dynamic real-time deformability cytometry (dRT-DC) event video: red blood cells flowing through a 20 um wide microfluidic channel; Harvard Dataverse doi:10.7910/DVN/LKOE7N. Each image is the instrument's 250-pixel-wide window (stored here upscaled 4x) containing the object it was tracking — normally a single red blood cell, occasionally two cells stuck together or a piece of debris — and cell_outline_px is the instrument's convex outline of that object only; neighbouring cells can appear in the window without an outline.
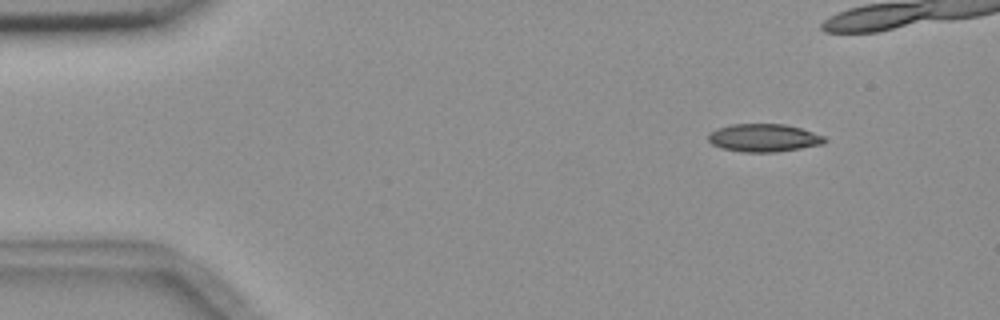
{"species": "common noctule bat (a hibernating species)", "species_latin": "Nyctalus noctula", "temperature_condition": "room temperature", "stored_images_in_passage": 9, "camera_frame_rate_fps": 3000, "um_per_image_px": 0.085, "animal": {"sex": "female", "body_mass_g": 18.4}, "frame": {"image": 1, "passage_image": 1, "time_ms": 0.0, "image_size_px": [1000, 320], "cell_outline_px": [[828, 140], [824, 144], [776, 152], [744, 152], [720, 148], [712, 144], [708, 140], [708, 132], [716, 128], [732, 124], [784, 124], [800, 128], [824, 136]], "centroid_in_image_um": [64.89, 11.72], "position_along_channel_um": 20.1, "area_um2": 19.02}}
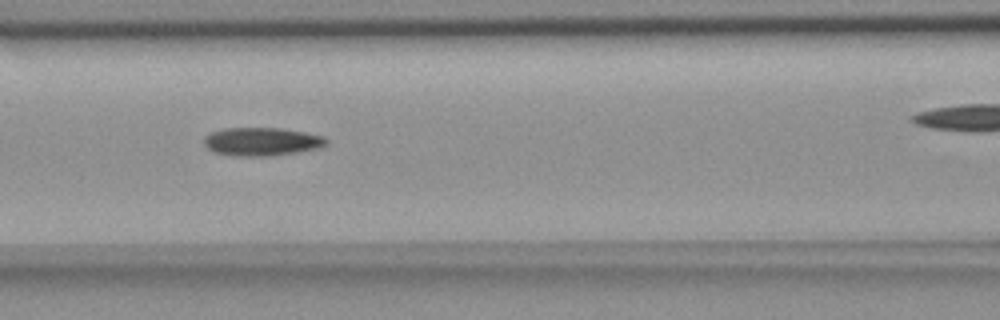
{"frame": {"image": 2, "passage_image": 6, "time_ms": 5.667, "image_size_px": [1000, 320], "cell_outline_px": [[328, 144], [320, 148], [296, 152], [268, 156], [240, 156], [216, 152], [208, 148], [204, 144], [204, 140], [212, 132], [228, 128], [280, 128], [304, 132], [324, 136], [328, 140]], "centroid_in_image_um": [22.32, 12.03], "position_along_channel_um": 144.3, "area_um2": 19.88}}
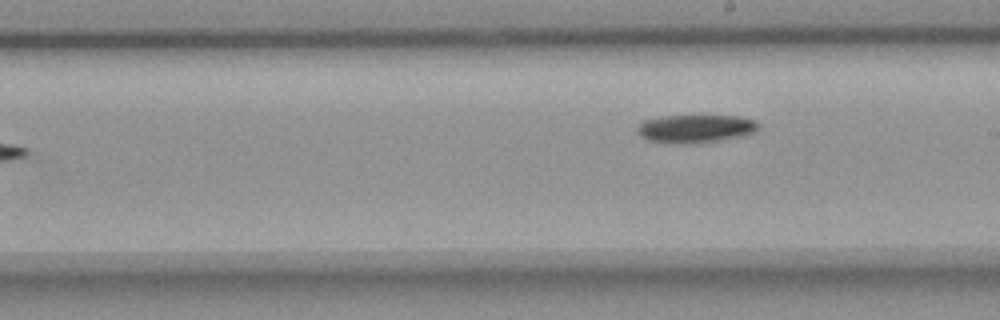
{"frame": {"image": 3, "passage_image": 9, "time_ms": 9.667, "image_size_px": [1000, 320], "cell_outline_px": [[760, 128], [752, 132], [740, 136], [720, 140], [696, 144], [672, 144], [648, 140], [640, 136], [636, 132], [636, 128], [644, 120], [664, 116], [740, 116], [756, 120], [760, 124]], "centroid_in_image_um": [59.1, 10.94], "position_along_channel_um": 229.9, "area_um2": 20.06}}